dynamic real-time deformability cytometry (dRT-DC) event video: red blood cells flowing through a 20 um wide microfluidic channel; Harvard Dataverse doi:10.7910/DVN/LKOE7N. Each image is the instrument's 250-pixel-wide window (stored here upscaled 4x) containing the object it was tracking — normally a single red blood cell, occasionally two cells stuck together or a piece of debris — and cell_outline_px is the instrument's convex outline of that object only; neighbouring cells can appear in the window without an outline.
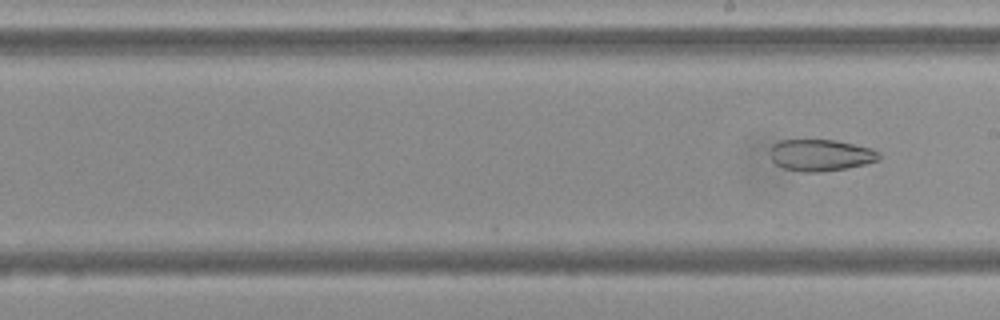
{"species": "Egyptian fruit bat (a non-hibernating species)", "species_latin": "Rousettus aegyptiacus", "temperature_condition": "cold", "stored_images_in_passage": 30, "camera_frame_rate_fps": 3000, "um_per_image_px": 0.085, "frame": {"image": 1, "passage_image": 30, "time_ms": 9.667, "image_size_px": [1000, 320], "cell_outline_px": [[880, 160], [864, 164], [844, 168], [820, 172], [800, 172], [784, 168], [776, 164], [772, 160], [772, 148], [780, 140], [836, 140], [872, 148], [880, 152]], "centroid_in_image_um": [69.8, 13.19], "position_along_channel_um": 219.2, "area_um2": 19.88}}